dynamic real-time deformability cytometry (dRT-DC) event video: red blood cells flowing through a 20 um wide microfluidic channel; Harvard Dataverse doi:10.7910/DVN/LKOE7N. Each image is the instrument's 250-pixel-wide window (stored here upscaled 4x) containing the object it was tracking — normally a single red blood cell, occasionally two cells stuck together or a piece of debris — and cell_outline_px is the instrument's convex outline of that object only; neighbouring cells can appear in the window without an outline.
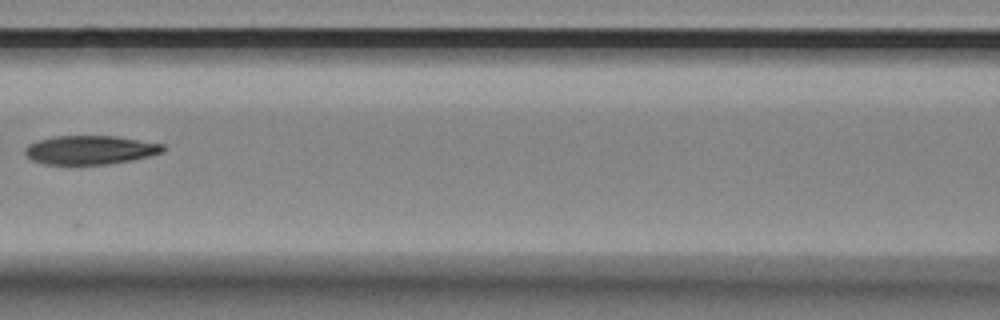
{"species": "Egyptian fruit bat (a non-hibernating species)", "species_latin": "Rousettus aegyptiacus", "temperature_condition": "room temperature", "stored_images_in_passage": 9, "camera_frame_rate_fps": 3000, "um_per_image_px": 0.085, "animal": {"sex": "female"}, "frame": {"image": 1, "passage_image": 5, "time_ms": 1.333, "image_size_px": [1000, 320], "cell_outline_px": [[164, 152], [132, 160], [108, 164], [44, 164], [32, 160], [24, 156], [24, 148], [28, 144], [36, 140], [52, 136], [116, 136], [164, 144]], "centroid_in_image_um": [7.61, 12.74], "position_along_channel_um": 159.0, "area_um2": 23.35}}
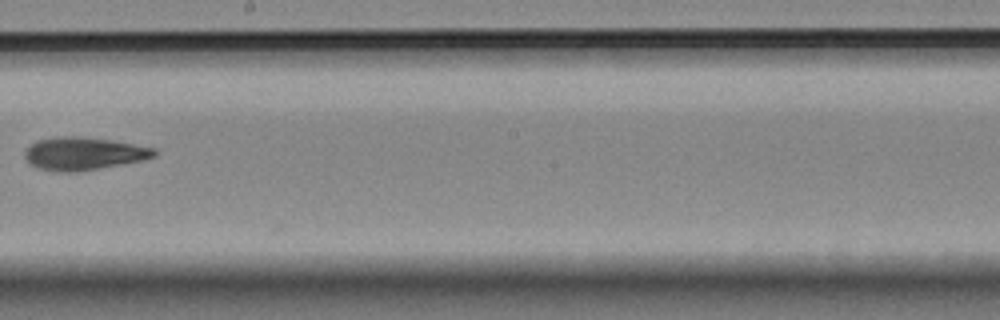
{"frame": {"image": 2, "passage_image": 7, "time_ms": 2.0, "image_size_px": [1000, 320], "cell_outline_px": [[156, 156], [144, 160], [124, 164], [76, 172], [60, 172], [40, 168], [32, 164], [24, 156], [24, 152], [32, 144], [40, 140], [56, 136], [72, 136], [112, 140], [156, 148]], "centroid_in_image_um": [7.16, 13.06], "position_along_channel_um": 241.0, "area_um2": 24.57}}
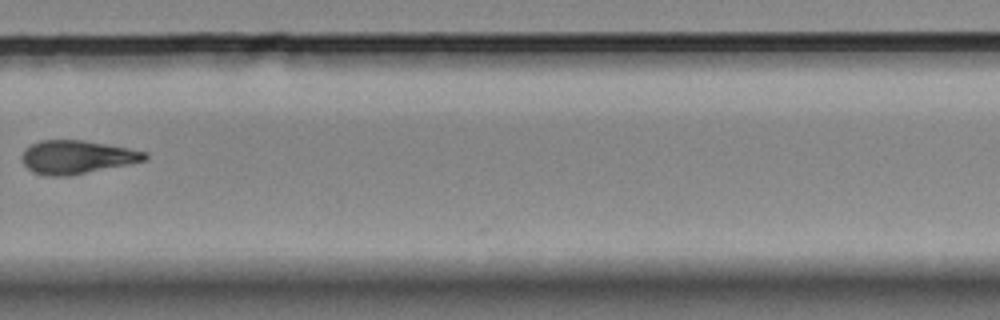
{"frame": {"image": 3, "passage_image": 9, "time_ms": 2.667, "image_size_px": [1000, 320], "cell_outline_px": [[148, 156], [144, 160], [68, 176], [48, 176], [32, 172], [20, 160], [20, 156], [24, 148], [40, 140], [84, 140], [128, 148], [148, 152]], "centroid_in_image_um": [6.45, 13.34], "position_along_channel_um": 323.3, "area_um2": 23.76}}